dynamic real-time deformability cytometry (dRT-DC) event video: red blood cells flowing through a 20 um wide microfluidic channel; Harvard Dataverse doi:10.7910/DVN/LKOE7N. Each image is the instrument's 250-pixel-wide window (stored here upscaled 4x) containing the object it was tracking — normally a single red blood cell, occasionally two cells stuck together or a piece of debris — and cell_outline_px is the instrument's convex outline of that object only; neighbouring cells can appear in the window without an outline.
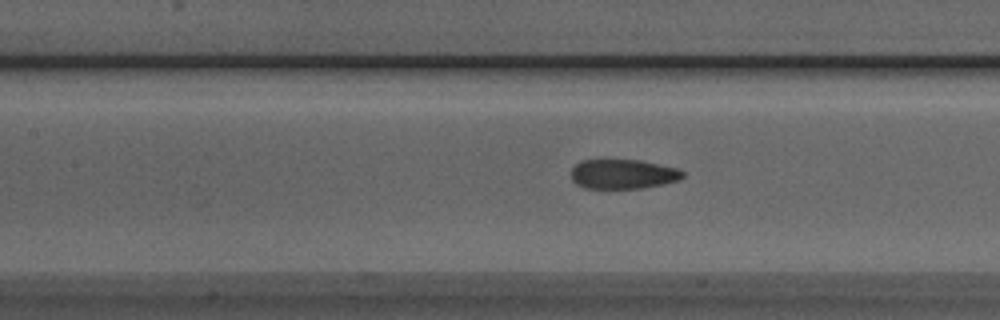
{"species": "Egyptian fruit bat (a non-hibernating species)", "species_latin": "Rousettus aegyptiacus", "temperature_condition": "room temperature", "stored_images_in_passage": 34, "camera_frame_rate_fps": 3000, "um_per_image_px": 0.085, "animal": {"sex": "male"}, "frame": {"image": 1, "passage_image": 7, "time_ms": 2.0, "image_size_px": [1000, 320], "cell_outline_px": [[684, 176], [680, 180], [664, 184], [644, 188], [584, 188], [576, 184], [572, 180], [572, 168], [580, 160], [640, 160], [676, 168], [684, 172]], "centroid_in_image_um": [52.96, 14.8], "position_along_channel_um": 154.4, "area_um2": 19.25}}
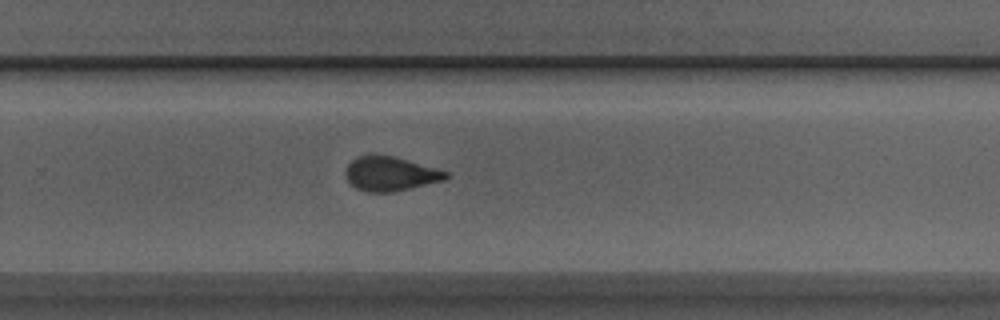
{"frame": {"image": 2, "passage_image": 18, "time_ms": 5.667, "image_size_px": [1000, 320], "cell_outline_px": [[448, 176], [444, 180], [392, 192], [368, 192], [356, 188], [344, 176], [344, 172], [348, 164], [356, 156], [392, 156], [448, 172]], "centroid_in_image_um": [33.13, 14.79], "position_along_channel_um": 296.7, "area_um2": 19.54}}
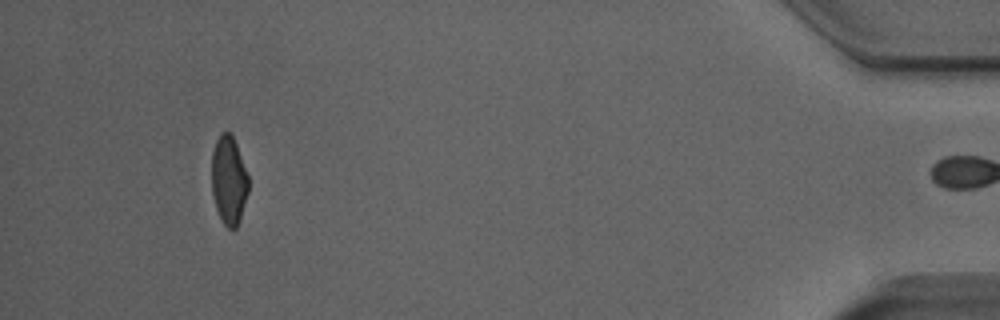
{"frame": {"image": 3, "passage_image": 33, "time_ms": 10.667, "image_size_px": [1000, 320], "cell_outline_px": [[248, 192], [240, 220], [236, 228], [228, 228], [224, 224], [216, 208], [212, 192], [212, 152], [216, 140], [220, 132], [228, 132], [232, 136], [236, 144], [248, 176]], "centroid_in_image_um": [19.44, 15.32], "position_along_channel_um": 415.8, "area_um2": 18.79}}